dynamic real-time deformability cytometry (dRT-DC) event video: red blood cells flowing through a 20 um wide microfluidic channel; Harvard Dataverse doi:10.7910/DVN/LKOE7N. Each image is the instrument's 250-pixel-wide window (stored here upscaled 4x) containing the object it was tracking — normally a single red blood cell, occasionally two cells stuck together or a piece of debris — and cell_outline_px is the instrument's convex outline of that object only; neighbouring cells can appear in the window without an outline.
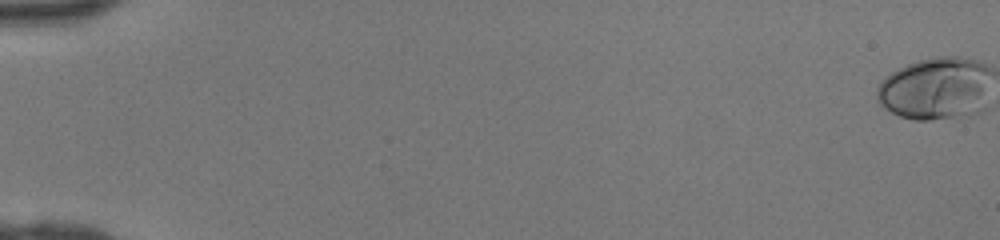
{"species": "human", "species_latin": "Homo sapiens", "temperature_condition": "room temperature", "stored_images_in_passage": 48, "camera_frame_rate_fps": 3000, "um_per_image_px": 0.085, "donor": {"sex": "female"}, "frame": {"image": 1, "passage_image": 1, "time_ms": 0.0, "image_size_px": [1000, 240], "cell_outline_px": [[968, 64], [940, 116], [924, 120], [904, 116], [888, 108], [880, 100], [880, 88], [884, 80], [896, 72], [904, 68], [916, 64], [932, 60], [952, 60]], "centroid_in_image_um": [78.38, 7.51], "position_along_channel_um": 6.6, "area_um2": 26.07}}
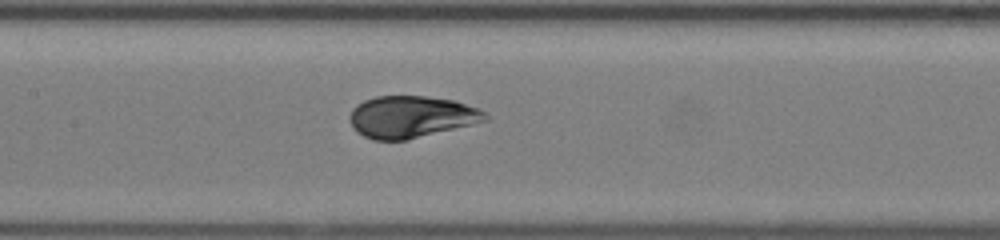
{"frame": {"image": 2, "passage_image": 25, "time_ms": 8.0, "image_size_px": [1000, 240], "cell_outline_px": [[484, 112], [464, 124], [404, 140], [376, 140], [364, 136], [352, 124], [352, 112], [364, 100], [380, 96], [420, 96], [452, 100], [476, 108]], "centroid_in_image_um": [34.77, 9.91], "position_along_channel_um": 172.6, "area_um2": 30.52}}
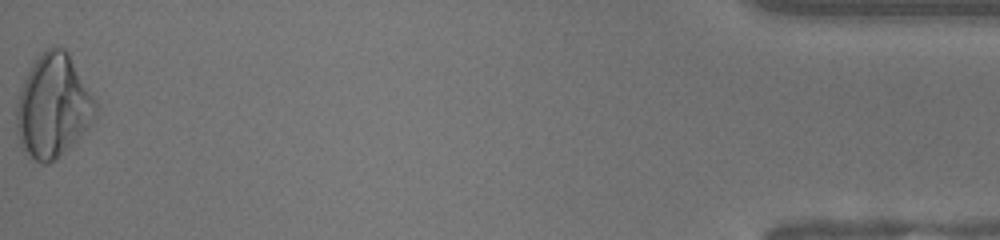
{"frame": {"image": 3, "passage_image": 48, "time_ms": 15.667, "image_size_px": [1000, 240], "cell_outline_px": [[84, 92], [60, 148], [56, 156], [52, 160], [36, 160], [32, 156], [24, 140], [20, 124], [20, 104], [24, 88], [32, 68], [44, 52], [56, 48], [64, 52], [68, 56]], "centroid_in_image_um": [4.19, 8.84], "position_along_channel_um": 431.0, "area_um2": 35.37}}